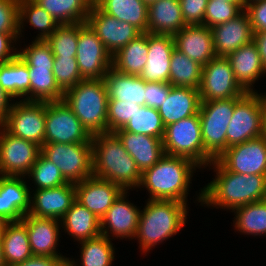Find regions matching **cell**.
I'll use <instances>...</instances> for the list:
<instances>
[{
	"label": "cell",
	"mask_w": 266,
	"mask_h": 266,
	"mask_svg": "<svg viewBox=\"0 0 266 266\" xmlns=\"http://www.w3.org/2000/svg\"><path fill=\"white\" fill-rule=\"evenodd\" d=\"M209 165H213L216 177L201 189L197 201L202 205L233 211L266 199V175L230 172L217 159Z\"/></svg>",
	"instance_id": "obj_1"
},
{
	"label": "cell",
	"mask_w": 266,
	"mask_h": 266,
	"mask_svg": "<svg viewBox=\"0 0 266 266\" xmlns=\"http://www.w3.org/2000/svg\"><path fill=\"white\" fill-rule=\"evenodd\" d=\"M93 176L109 180L123 191L138 188L141 172L114 132L92 136Z\"/></svg>",
	"instance_id": "obj_2"
},
{
	"label": "cell",
	"mask_w": 266,
	"mask_h": 266,
	"mask_svg": "<svg viewBox=\"0 0 266 266\" xmlns=\"http://www.w3.org/2000/svg\"><path fill=\"white\" fill-rule=\"evenodd\" d=\"M199 166L190 159L164 155L151 168L141 173L138 188L150 193L148 200H172L187 202L190 181Z\"/></svg>",
	"instance_id": "obj_3"
},
{
	"label": "cell",
	"mask_w": 266,
	"mask_h": 266,
	"mask_svg": "<svg viewBox=\"0 0 266 266\" xmlns=\"http://www.w3.org/2000/svg\"><path fill=\"white\" fill-rule=\"evenodd\" d=\"M140 211L135 237L143 253L157 243L176 235L187 223V203L172 200H148Z\"/></svg>",
	"instance_id": "obj_4"
},
{
	"label": "cell",
	"mask_w": 266,
	"mask_h": 266,
	"mask_svg": "<svg viewBox=\"0 0 266 266\" xmlns=\"http://www.w3.org/2000/svg\"><path fill=\"white\" fill-rule=\"evenodd\" d=\"M108 99L103 79H84L65 91L62 100L93 136L107 132Z\"/></svg>",
	"instance_id": "obj_5"
},
{
	"label": "cell",
	"mask_w": 266,
	"mask_h": 266,
	"mask_svg": "<svg viewBox=\"0 0 266 266\" xmlns=\"http://www.w3.org/2000/svg\"><path fill=\"white\" fill-rule=\"evenodd\" d=\"M21 50L18 55L29 68L30 101H61L64 92L59 88L53 74L54 55L50 45L46 41L34 40Z\"/></svg>",
	"instance_id": "obj_6"
},
{
	"label": "cell",
	"mask_w": 266,
	"mask_h": 266,
	"mask_svg": "<svg viewBox=\"0 0 266 266\" xmlns=\"http://www.w3.org/2000/svg\"><path fill=\"white\" fill-rule=\"evenodd\" d=\"M162 142L166 155L190 159L200 169L214 160L204 150L199 113L165 126Z\"/></svg>",
	"instance_id": "obj_7"
},
{
	"label": "cell",
	"mask_w": 266,
	"mask_h": 266,
	"mask_svg": "<svg viewBox=\"0 0 266 266\" xmlns=\"http://www.w3.org/2000/svg\"><path fill=\"white\" fill-rule=\"evenodd\" d=\"M240 97L201 101L199 116L204 150L215 160L226 150V132Z\"/></svg>",
	"instance_id": "obj_8"
},
{
	"label": "cell",
	"mask_w": 266,
	"mask_h": 266,
	"mask_svg": "<svg viewBox=\"0 0 266 266\" xmlns=\"http://www.w3.org/2000/svg\"><path fill=\"white\" fill-rule=\"evenodd\" d=\"M41 153L53 162L71 183L93 176L92 143H46Z\"/></svg>",
	"instance_id": "obj_9"
},
{
	"label": "cell",
	"mask_w": 266,
	"mask_h": 266,
	"mask_svg": "<svg viewBox=\"0 0 266 266\" xmlns=\"http://www.w3.org/2000/svg\"><path fill=\"white\" fill-rule=\"evenodd\" d=\"M263 95L245 93L235 102L233 116L226 132V149L230 146L261 137Z\"/></svg>",
	"instance_id": "obj_10"
},
{
	"label": "cell",
	"mask_w": 266,
	"mask_h": 266,
	"mask_svg": "<svg viewBox=\"0 0 266 266\" xmlns=\"http://www.w3.org/2000/svg\"><path fill=\"white\" fill-rule=\"evenodd\" d=\"M46 102L13 101V104L1 126L15 137L44 144Z\"/></svg>",
	"instance_id": "obj_11"
},
{
	"label": "cell",
	"mask_w": 266,
	"mask_h": 266,
	"mask_svg": "<svg viewBox=\"0 0 266 266\" xmlns=\"http://www.w3.org/2000/svg\"><path fill=\"white\" fill-rule=\"evenodd\" d=\"M92 135L63 100L46 102V143H91Z\"/></svg>",
	"instance_id": "obj_12"
},
{
	"label": "cell",
	"mask_w": 266,
	"mask_h": 266,
	"mask_svg": "<svg viewBox=\"0 0 266 266\" xmlns=\"http://www.w3.org/2000/svg\"><path fill=\"white\" fill-rule=\"evenodd\" d=\"M76 60L83 79H103L112 67V55L87 22L79 23Z\"/></svg>",
	"instance_id": "obj_13"
},
{
	"label": "cell",
	"mask_w": 266,
	"mask_h": 266,
	"mask_svg": "<svg viewBox=\"0 0 266 266\" xmlns=\"http://www.w3.org/2000/svg\"><path fill=\"white\" fill-rule=\"evenodd\" d=\"M201 101L241 97L246 92L238 84L226 57L216 56L202 66L198 88Z\"/></svg>",
	"instance_id": "obj_14"
},
{
	"label": "cell",
	"mask_w": 266,
	"mask_h": 266,
	"mask_svg": "<svg viewBox=\"0 0 266 266\" xmlns=\"http://www.w3.org/2000/svg\"><path fill=\"white\" fill-rule=\"evenodd\" d=\"M41 153V146L15 137L0 125V175L24 177Z\"/></svg>",
	"instance_id": "obj_15"
},
{
	"label": "cell",
	"mask_w": 266,
	"mask_h": 266,
	"mask_svg": "<svg viewBox=\"0 0 266 266\" xmlns=\"http://www.w3.org/2000/svg\"><path fill=\"white\" fill-rule=\"evenodd\" d=\"M217 160L230 172L266 175V140L261 136L230 146Z\"/></svg>",
	"instance_id": "obj_16"
},
{
	"label": "cell",
	"mask_w": 266,
	"mask_h": 266,
	"mask_svg": "<svg viewBox=\"0 0 266 266\" xmlns=\"http://www.w3.org/2000/svg\"><path fill=\"white\" fill-rule=\"evenodd\" d=\"M87 23L96 32L112 56L141 34L130 23L119 21L117 18L104 13L94 3L88 14Z\"/></svg>",
	"instance_id": "obj_17"
},
{
	"label": "cell",
	"mask_w": 266,
	"mask_h": 266,
	"mask_svg": "<svg viewBox=\"0 0 266 266\" xmlns=\"http://www.w3.org/2000/svg\"><path fill=\"white\" fill-rule=\"evenodd\" d=\"M127 193L123 191L100 219L101 234L109 239H134L137 233L141 209L126 199Z\"/></svg>",
	"instance_id": "obj_18"
},
{
	"label": "cell",
	"mask_w": 266,
	"mask_h": 266,
	"mask_svg": "<svg viewBox=\"0 0 266 266\" xmlns=\"http://www.w3.org/2000/svg\"><path fill=\"white\" fill-rule=\"evenodd\" d=\"M75 201V183L69 182L53 188L36 189L31 195L28 214L38 218L61 220Z\"/></svg>",
	"instance_id": "obj_19"
},
{
	"label": "cell",
	"mask_w": 266,
	"mask_h": 266,
	"mask_svg": "<svg viewBox=\"0 0 266 266\" xmlns=\"http://www.w3.org/2000/svg\"><path fill=\"white\" fill-rule=\"evenodd\" d=\"M76 201L101 219L123 190L109 180L95 176L75 183Z\"/></svg>",
	"instance_id": "obj_20"
},
{
	"label": "cell",
	"mask_w": 266,
	"mask_h": 266,
	"mask_svg": "<svg viewBox=\"0 0 266 266\" xmlns=\"http://www.w3.org/2000/svg\"><path fill=\"white\" fill-rule=\"evenodd\" d=\"M24 178L0 175V217L5 222L21 221L29 212L32 193Z\"/></svg>",
	"instance_id": "obj_21"
},
{
	"label": "cell",
	"mask_w": 266,
	"mask_h": 266,
	"mask_svg": "<svg viewBox=\"0 0 266 266\" xmlns=\"http://www.w3.org/2000/svg\"><path fill=\"white\" fill-rule=\"evenodd\" d=\"M174 48L172 35L148 33V59L139 77L145 82L169 83L171 54Z\"/></svg>",
	"instance_id": "obj_22"
},
{
	"label": "cell",
	"mask_w": 266,
	"mask_h": 266,
	"mask_svg": "<svg viewBox=\"0 0 266 266\" xmlns=\"http://www.w3.org/2000/svg\"><path fill=\"white\" fill-rule=\"evenodd\" d=\"M21 221L26 226L33 256L64 257L56 251L60 238V220L38 218L27 214Z\"/></svg>",
	"instance_id": "obj_23"
},
{
	"label": "cell",
	"mask_w": 266,
	"mask_h": 266,
	"mask_svg": "<svg viewBox=\"0 0 266 266\" xmlns=\"http://www.w3.org/2000/svg\"><path fill=\"white\" fill-rule=\"evenodd\" d=\"M216 56L226 57L253 39L250 18L245 10L225 23L211 28Z\"/></svg>",
	"instance_id": "obj_24"
},
{
	"label": "cell",
	"mask_w": 266,
	"mask_h": 266,
	"mask_svg": "<svg viewBox=\"0 0 266 266\" xmlns=\"http://www.w3.org/2000/svg\"><path fill=\"white\" fill-rule=\"evenodd\" d=\"M175 48L204 66L216 57L211 28L204 25H186L173 36Z\"/></svg>",
	"instance_id": "obj_25"
},
{
	"label": "cell",
	"mask_w": 266,
	"mask_h": 266,
	"mask_svg": "<svg viewBox=\"0 0 266 266\" xmlns=\"http://www.w3.org/2000/svg\"><path fill=\"white\" fill-rule=\"evenodd\" d=\"M114 133L134 159L141 173L151 168L165 155L161 138L124 131L122 128Z\"/></svg>",
	"instance_id": "obj_26"
},
{
	"label": "cell",
	"mask_w": 266,
	"mask_h": 266,
	"mask_svg": "<svg viewBox=\"0 0 266 266\" xmlns=\"http://www.w3.org/2000/svg\"><path fill=\"white\" fill-rule=\"evenodd\" d=\"M236 81L246 93L255 92L252 86L262 74H266L256 44L251 41L226 56Z\"/></svg>",
	"instance_id": "obj_27"
},
{
	"label": "cell",
	"mask_w": 266,
	"mask_h": 266,
	"mask_svg": "<svg viewBox=\"0 0 266 266\" xmlns=\"http://www.w3.org/2000/svg\"><path fill=\"white\" fill-rule=\"evenodd\" d=\"M200 103L198 89L172 86L168 97L157 110L163 124L168 126L181 119L198 114Z\"/></svg>",
	"instance_id": "obj_28"
},
{
	"label": "cell",
	"mask_w": 266,
	"mask_h": 266,
	"mask_svg": "<svg viewBox=\"0 0 266 266\" xmlns=\"http://www.w3.org/2000/svg\"><path fill=\"white\" fill-rule=\"evenodd\" d=\"M186 25L179 0H157L148 5L147 33L174 36Z\"/></svg>",
	"instance_id": "obj_29"
},
{
	"label": "cell",
	"mask_w": 266,
	"mask_h": 266,
	"mask_svg": "<svg viewBox=\"0 0 266 266\" xmlns=\"http://www.w3.org/2000/svg\"><path fill=\"white\" fill-rule=\"evenodd\" d=\"M103 80L109 99L145 106V81L139 76L123 74L111 67Z\"/></svg>",
	"instance_id": "obj_30"
},
{
	"label": "cell",
	"mask_w": 266,
	"mask_h": 266,
	"mask_svg": "<svg viewBox=\"0 0 266 266\" xmlns=\"http://www.w3.org/2000/svg\"><path fill=\"white\" fill-rule=\"evenodd\" d=\"M3 259L14 266L32 257L26 226L22 221L6 222L1 233Z\"/></svg>",
	"instance_id": "obj_31"
},
{
	"label": "cell",
	"mask_w": 266,
	"mask_h": 266,
	"mask_svg": "<svg viewBox=\"0 0 266 266\" xmlns=\"http://www.w3.org/2000/svg\"><path fill=\"white\" fill-rule=\"evenodd\" d=\"M93 3L104 13L147 33L148 5L142 0H94Z\"/></svg>",
	"instance_id": "obj_32"
},
{
	"label": "cell",
	"mask_w": 266,
	"mask_h": 266,
	"mask_svg": "<svg viewBox=\"0 0 266 266\" xmlns=\"http://www.w3.org/2000/svg\"><path fill=\"white\" fill-rule=\"evenodd\" d=\"M60 221L64 231L77 242L101 235L100 219L77 201L72 204Z\"/></svg>",
	"instance_id": "obj_33"
},
{
	"label": "cell",
	"mask_w": 266,
	"mask_h": 266,
	"mask_svg": "<svg viewBox=\"0 0 266 266\" xmlns=\"http://www.w3.org/2000/svg\"><path fill=\"white\" fill-rule=\"evenodd\" d=\"M148 59V33H141L112 56V68L139 76Z\"/></svg>",
	"instance_id": "obj_34"
},
{
	"label": "cell",
	"mask_w": 266,
	"mask_h": 266,
	"mask_svg": "<svg viewBox=\"0 0 266 266\" xmlns=\"http://www.w3.org/2000/svg\"><path fill=\"white\" fill-rule=\"evenodd\" d=\"M0 85L11 98L30 101L29 68L19 55L0 64Z\"/></svg>",
	"instance_id": "obj_35"
},
{
	"label": "cell",
	"mask_w": 266,
	"mask_h": 266,
	"mask_svg": "<svg viewBox=\"0 0 266 266\" xmlns=\"http://www.w3.org/2000/svg\"><path fill=\"white\" fill-rule=\"evenodd\" d=\"M62 24L87 22L94 0H34Z\"/></svg>",
	"instance_id": "obj_36"
},
{
	"label": "cell",
	"mask_w": 266,
	"mask_h": 266,
	"mask_svg": "<svg viewBox=\"0 0 266 266\" xmlns=\"http://www.w3.org/2000/svg\"><path fill=\"white\" fill-rule=\"evenodd\" d=\"M25 21L29 22L31 27L41 31L35 38L41 41H45L60 25L34 0H19V39L22 37L21 32Z\"/></svg>",
	"instance_id": "obj_37"
},
{
	"label": "cell",
	"mask_w": 266,
	"mask_h": 266,
	"mask_svg": "<svg viewBox=\"0 0 266 266\" xmlns=\"http://www.w3.org/2000/svg\"><path fill=\"white\" fill-rule=\"evenodd\" d=\"M202 65L174 48L171 54L169 84L198 89L201 83Z\"/></svg>",
	"instance_id": "obj_38"
},
{
	"label": "cell",
	"mask_w": 266,
	"mask_h": 266,
	"mask_svg": "<svg viewBox=\"0 0 266 266\" xmlns=\"http://www.w3.org/2000/svg\"><path fill=\"white\" fill-rule=\"evenodd\" d=\"M108 237L99 235L95 238L81 241V265L82 266H111L114 261L115 248ZM74 259L69 260L70 266H81Z\"/></svg>",
	"instance_id": "obj_39"
},
{
	"label": "cell",
	"mask_w": 266,
	"mask_h": 266,
	"mask_svg": "<svg viewBox=\"0 0 266 266\" xmlns=\"http://www.w3.org/2000/svg\"><path fill=\"white\" fill-rule=\"evenodd\" d=\"M234 227L245 235H266V199L252 202L233 210Z\"/></svg>",
	"instance_id": "obj_40"
},
{
	"label": "cell",
	"mask_w": 266,
	"mask_h": 266,
	"mask_svg": "<svg viewBox=\"0 0 266 266\" xmlns=\"http://www.w3.org/2000/svg\"><path fill=\"white\" fill-rule=\"evenodd\" d=\"M136 134H144L163 138L165 125L156 108L141 106L132 116V119L122 128Z\"/></svg>",
	"instance_id": "obj_41"
},
{
	"label": "cell",
	"mask_w": 266,
	"mask_h": 266,
	"mask_svg": "<svg viewBox=\"0 0 266 266\" xmlns=\"http://www.w3.org/2000/svg\"><path fill=\"white\" fill-rule=\"evenodd\" d=\"M79 23L62 24L45 40L54 57H76Z\"/></svg>",
	"instance_id": "obj_42"
},
{
	"label": "cell",
	"mask_w": 266,
	"mask_h": 266,
	"mask_svg": "<svg viewBox=\"0 0 266 266\" xmlns=\"http://www.w3.org/2000/svg\"><path fill=\"white\" fill-rule=\"evenodd\" d=\"M37 189H48L69 183L59 168L42 153L28 173Z\"/></svg>",
	"instance_id": "obj_43"
},
{
	"label": "cell",
	"mask_w": 266,
	"mask_h": 266,
	"mask_svg": "<svg viewBox=\"0 0 266 266\" xmlns=\"http://www.w3.org/2000/svg\"><path fill=\"white\" fill-rule=\"evenodd\" d=\"M245 6V3L208 0L204 14V26L212 28L220 23L230 21L238 16L245 9Z\"/></svg>",
	"instance_id": "obj_44"
},
{
	"label": "cell",
	"mask_w": 266,
	"mask_h": 266,
	"mask_svg": "<svg viewBox=\"0 0 266 266\" xmlns=\"http://www.w3.org/2000/svg\"><path fill=\"white\" fill-rule=\"evenodd\" d=\"M53 74L63 92L84 80L80 74L76 57H54Z\"/></svg>",
	"instance_id": "obj_45"
},
{
	"label": "cell",
	"mask_w": 266,
	"mask_h": 266,
	"mask_svg": "<svg viewBox=\"0 0 266 266\" xmlns=\"http://www.w3.org/2000/svg\"><path fill=\"white\" fill-rule=\"evenodd\" d=\"M140 107L136 102L108 99L107 132L123 128Z\"/></svg>",
	"instance_id": "obj_46"
},
{
	"label": "cell",
	"mask_w": 266,
	"mask_h": 266,
	"mask_svg": "<svg viewBox=\"0 0 266 266\" xmlns=\"http://www.w3.org/2000/svg\"><path fill=\"white\" fill-rule=\"evenodd\" d=\"M0 32L19 33V0H0Z\"/></svg>",
	"instance_id": "obj_47"
},
{
	"label": "cell",
	"mask_w": 266,
	"mask_h": 266,
	"mask_svg": "<svg viewBox=\"0 0 266 266\" xmlns=\"http://www.w3.org/2000/svg\"><path fill=\"white\" fill-rule=\"evenodd\" d=\"M183 19L187 25H204L208 0H179Z\"/></svg>",
	"instance_id": "obj_48"
},
{
	"label": "cell",
	"mask_w": 266,
	"mask_h": 266,
	"mask_svg": "<svg viewBox=\"0 0 266 266\" xmlns=\"http://www.w3.org/2000/svg\"><path fill=\"white\" fill-rule=\"evenodd\" d=\"M171 87L165 82H145V105L158 109L168 97Z\"/></svg>",
	"instance_id": "obj_49"
},
{
	"label": "cell",
	"mask_w": 266,
	"mask_h": 266,
	"mask_svg": "<svg viewBox=\"0 0 266 266\" xmlns=\"http://www.w3.org/2000/svg\"><path fill=\"white\" fill-rule=\"evenodd\" d=\"M244 10L250 18L253 32L266 31V0L247 3Z\"/></svg>",
	"instance_id": "obj_50"
},
{
	"label": "cell",
	"mask_w": 266,
	"mask_h": 266,
	"mask_svg": "<svg viewBox=\"0 0 266 266\" xmlns=\"http://www.w3.org/2000/svg\"><path fill=\"white\" fill-rule=\"evenodd\" d=\"M18 38L19 33L0 32V64L10 61L18 55L17 48L12 45L14 42L16 44Z\"/></svg>",
	"instance_id": "obj_51"
},
{
	"label": "cell",
	"mask_w": 266,
	"mask_h": 266,
	"mask_svg": "<svg viewBox=\"0 0 266 266\" xmlns=\"http://www.w3.org/2000/svg\"><path fill=\"white\" fill-rule=\"evenodd\" d=\"M67 257L32 256L22 263L14 266H66Z\"/></svg>",
	"instance_id": "obj_52"
},
{
	"label": "cell",
	"mask_w": 266,
	"mask_h": 266,
	"mask_svg": "<svg viewBox=\"0 0 266 266\" xmlns=\"http://www.w3.org/2000/svg\"><path fill=\"white\" fill-rule=\"evenodd\" d=\"M252 41L256 44L263 67L266 69V31L253 32Z\"/></svg>",
	"instance_id": "obj_53"
},
{
	"label": "cell",
	"mask_w": 266,
	"mask_h": 266,
	"mask_svg": "<svg viewBox=\"0 0 266 266\" xmlns=\"http://www.w3.org/2000/svg\"><path fill=\"white\" fill-rule=\"evenodd\" d=\"M12 100L14 99H12L0 85V125L6 119V116L13 104L10 102Z\"/></svg>",
	"instance_id": "obj_54"
},
{
	"label": "cell",
	"mask_w": 266,
	"mask_h": 266,
	"mask_svg": "<svg viewBox=\"0 0 266 266\" xmlns=\"http://www.w3.org/2000/svg\"><path fill=\"white\" fill-rule=\"evenodd\" d=\"M262 137L266 140V95H263Z\"/></svg>",
	"instance_id": "obj_55"
},
{
	"label": "cell",
	"mask_w": 266,
	"mask_h": 266,
	"mask_svg": "<svg viewBox=\"0 0 266 266\" xmlns=\"http://www.w3.org/2000/svg\"><path fill=\"white\" fill-rule=\"evenodd\" d=\"M5 223L6 222L0 217V266H6L4 259H3L2 241H1V233L3 231V227H4Z\"/></svg>",
	"instance_id": "obj_56"
},
{
	"label": "cell",
	"mask_w": 266,
	"mask_h": 266,
	"mask_svg": "<svg viewBox=\"0 0 266 266\" xmlns=\"http://www.w3.org/2000/svg\"><path fill=\"white\" fill-rule=\"evenodd\" d=\"M228 3H244V0H222Z\"/></svg>",
	"instance_id": "obj_57"
},
{
	"label": "cell",
	"mask_w": 266,
	"mask_h": 266,
	"mask_svg": "<svg viewBox=\"0 0 266 266\" xmlns=\"http://www.w3.org/2000/svg\"><path fill=\"white\" fill-rule=\"evenodd\" d=\"M145 4L149 5L153 2H156L157 0H142Z\"/></svg>",
	"instance_id": "obj_58"
},
{
	"label": "cell",
	"mask_w": 266,
	"mask_h": 266,
	"mask_svg": "<svg viewBox=\"0 0 266 266\" xmlns=\"http://www.w3.org/2000/svg\"><path fill=\"white\" fill-rule=\"evenodd\" d=\"M253 1H256V0H244V3L247 4V3H250V2H253Z\"/></svg>",
	"instance_id": "obj_59"
}]
</instances>
